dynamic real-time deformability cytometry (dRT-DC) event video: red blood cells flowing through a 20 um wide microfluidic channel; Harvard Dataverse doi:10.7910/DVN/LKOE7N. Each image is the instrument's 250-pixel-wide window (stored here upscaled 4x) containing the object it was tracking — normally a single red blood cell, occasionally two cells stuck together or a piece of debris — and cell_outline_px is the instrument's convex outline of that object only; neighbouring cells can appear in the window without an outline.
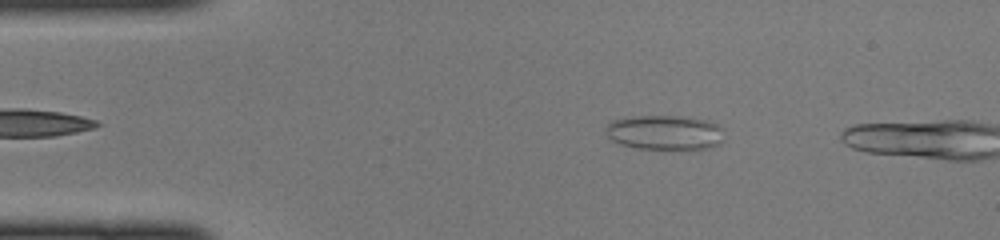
{"species": "common noctule bat (a hibernating species)", "species_latin": "Nyctalus noctula", "temperature_condition": "cold", "stored_images_in_passage": 5, "camera_frame_rate_fps": 3000, "um_per_image_px": 0.085, "animal": {"sex": "female", "body_mass_g": 22.0, "forearm_length_mm": 56.7}, "frame": {"image": 1, "passage_image": 4, "time_ms": 1.0, "image_size_px": [1000, 240], "cell_outline_px": [[724, 140], [720, 144], [708, 148], [636, 148], [620, 144], [612, 140], [608, 136], [608, 124], [612, 120], [636, 116], [680, 116], [704, 120], [716, 124], [724, 128]], "centroid_in_image_um": [56.56, 11.25], "position_along_channel_um": 28.4, "area_um2": 23.64}}